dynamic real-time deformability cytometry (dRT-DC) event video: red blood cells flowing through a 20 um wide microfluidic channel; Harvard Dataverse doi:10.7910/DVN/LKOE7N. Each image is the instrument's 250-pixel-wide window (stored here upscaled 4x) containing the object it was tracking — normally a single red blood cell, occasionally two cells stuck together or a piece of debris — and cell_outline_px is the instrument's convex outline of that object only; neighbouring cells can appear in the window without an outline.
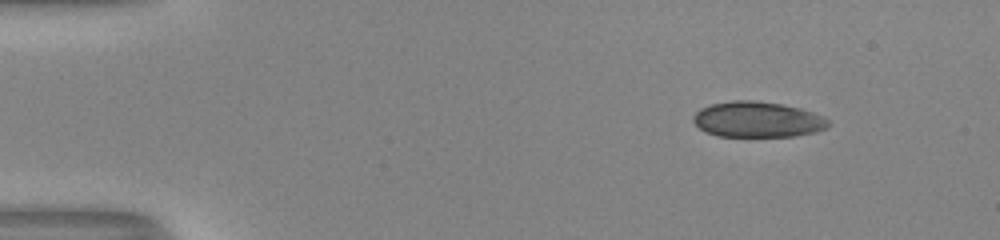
{"species": "human", "species_latin": "Homo sapiens", "temperature_condition": "room temperature", "stored_images_in_passage": 46, "camera_frame_rate_fps": 3000, "um_per_image_px": 0.085, "donor": {"sex": "male"}, "frame": {"image": 1, "passage_image": 1, "time_ms": 0.0, "image_size_px": [1000, 240], "cell_outline_px": [[828, 128], [816, 132], [796, 136], [716, 136], [704, 132], [692, 120], [692, 116], [700, 108], [712, 104], [732, 100], [752, 100], [780, 104], [800, 108], [824, 116], [828, 120]], "centroid_in_image_um": [64.37, 10.16], "position_along_channel_um": 20.6, "area_um2": 28.15}}
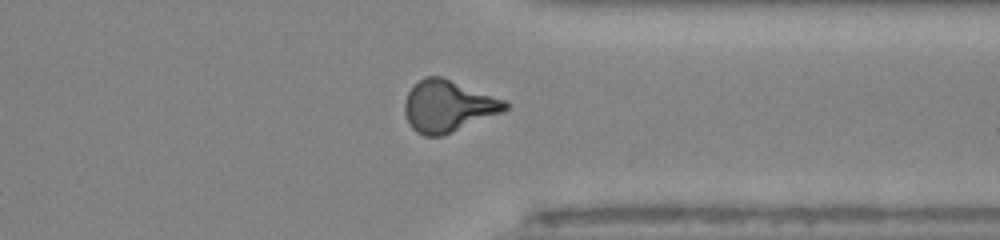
{"frame": {"image": 2, "passage_image": 35, "time_ms": 11.333, "image_size_px": [1000, 240], "cell_outline_px": [[508, 108], [500, 112], [444, 136], [424, 136], [416, 132], [408, 124], [404, 112], [404, 104], [408, 92], [424, 76], [440, 76], [504, 100], [508, 104]], "centroid_in_image_um": [38.02, 9.04], "position_along_channel_um": 373.4, "area_um2": 29.77}}
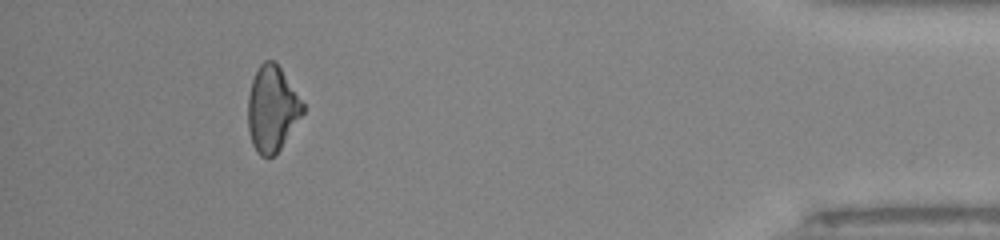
{"frame": {"image": 3, "passage_image": 42, "time_ms": 13.667, "image_size_px": [1000, 240], "cell_outline_px": [[304, 112], [280, 148], [268, 160], [260, 156], [256, 152], [252, 144], [248, 128], [248, 96], [252, 80], [260, 64], [264, 60], [272, 60], [280, 68], [304, 104]], "centroid_in_image_um": [23.1, 9.28], "position_along_channel_um": 412.1, "area_um2": 27.11}, "authors_computed_cell_mechanics": {"area_um2": 28.7266, "velocity_mm_per_s": 4.0877, "shape_relaxation_time_tau1_ms": null, "shape_relaxation_time_tau2_ms": 0.9999, "deformation_change_tau1": null, "deformation_change_tau2": 0.076}}